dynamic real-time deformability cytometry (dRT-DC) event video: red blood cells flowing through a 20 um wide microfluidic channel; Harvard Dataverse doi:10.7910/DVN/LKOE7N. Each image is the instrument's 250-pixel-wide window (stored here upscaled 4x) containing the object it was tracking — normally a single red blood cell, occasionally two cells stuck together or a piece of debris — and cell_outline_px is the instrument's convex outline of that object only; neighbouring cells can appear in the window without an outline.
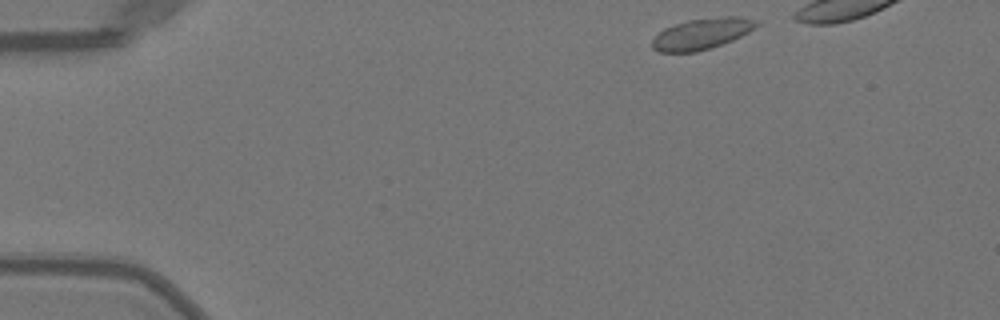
{"species": "Egyptian fruit bat (a non-hibernating species)", "species_latin": "Rousettus aegyptiacus", "temperature_condition": "warm", "stored_images_in_passage": 36, "camera_frame_rate_fps": 3000, "um_per_image_px": 0.085, "animal": {"sex": "female"}, "frame": {"image": 1, "passage_image": 1, "time_ms": 0.0, "image_size_px": [1000, 320], "cell_outline_px": [[760, 24], [748, 32], [732, 40], [712, 48], [696, 52], [660, 52], [652, 48], [652, 40], [664, 28], [688, 20], [724, 16], [740, 16], [756, 20]], "centroid_in_image_um": [59.67, 2.87], "position_along_channel_um": 25.3, "area_um2": 18.79}}
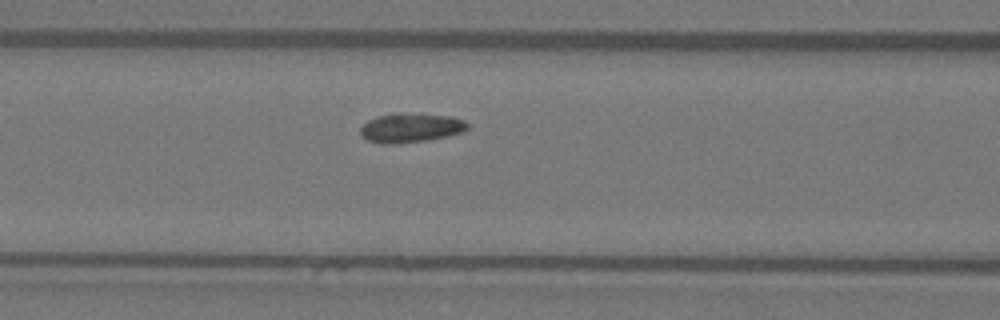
{"frame": {"image": 2, "passage_image": 15, "time_ms": 4.667, "image_size_px": [1000, 320], "cell_outline_px": [[468, 128], [464, 132], [448, 136], [428, 140], [392, 144], [380, 144], [368, 140], [360, 136], [360, 128], [368, 120], [376, 116], [396, 112], [420, 112], [452, 116], [464, 120], [468, 124]], "centroid_in_image_um": [34.92, 10.84], "position_along_channel_um": 131.7, "area_um2": 18.9}}
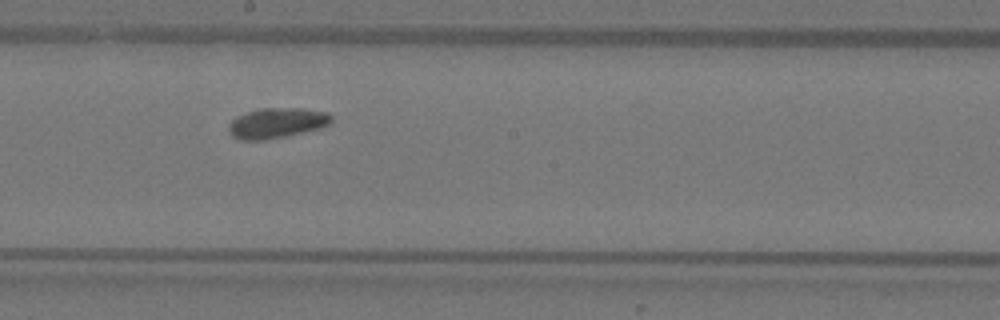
{"frame": {"image": 3, "passage_image": 22, "time_ms": 7.0, "image_size_px": [1000, 320], "cell_outline_px": [[332, 120], [328, 124], [320, 128], [284, 136], [264, 140], [240, 140], [232, 136], [228, 132], [228, 124], [236, 116], [260, 108], [300, 108], [328, 112], [332, 116]], "centroid_in_image_um": [23.5, 10.45], "position_along_channel_um": 224.7, "area_um2": 18.09}}